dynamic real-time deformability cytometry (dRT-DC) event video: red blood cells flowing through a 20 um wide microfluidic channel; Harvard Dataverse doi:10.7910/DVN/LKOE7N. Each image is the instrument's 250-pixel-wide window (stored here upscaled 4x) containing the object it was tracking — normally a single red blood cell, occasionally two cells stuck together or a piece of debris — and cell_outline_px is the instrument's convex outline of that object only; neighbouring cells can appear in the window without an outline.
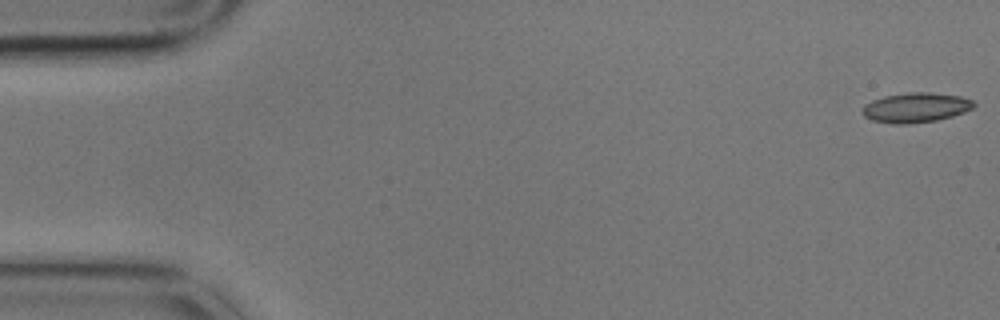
{"species": "common noctule bat (a hibernating species)", "species_latin": "Nyctalus noctula", "temperature_condition": "cold", "stored_images_in_passage": 11, "camera_frame_rate_fps": 3000, "um_per_image_px": 0.085, "animal": {"sex": "male", "body_mass_g": 17.9}, "frame": {"image": 1, "passage_image": 1, "time_ms": 0.0, "image_size_px": [1000, 320], "cell_outline_px": [[976, 104], [972, 108], [964, 112], [952, 116], [936, 120], [908, 124], [892, 124], [872, 120], [864, 116], [860, 112], [860, 108], [864, 104], [872, 100], [884, 96], [908, 92], [928, 92], [960, 96], [972, 100]], "centroid_in_image_um": [77.79, 9.14], "position_along_channel_um": 7.2, "area_um2": 19.48}}
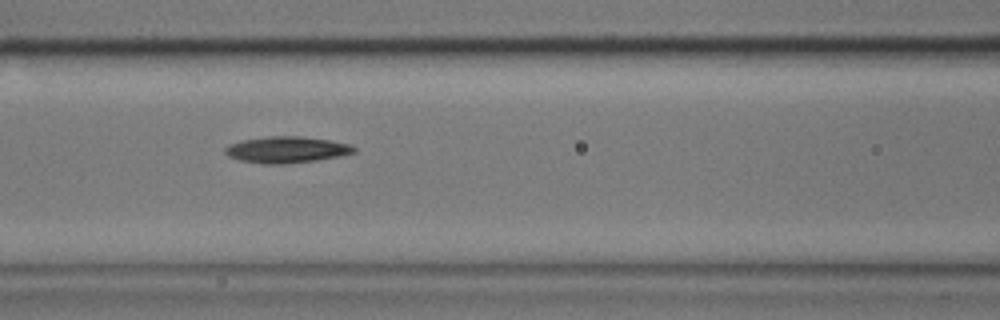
{"frame": {"image": 2, "passage_image": 7, "time_ms": 2.0, "image_size_px": [1000, 320], "cell_outline_px": [[356, 152], [340, 156], [316, 160], [284, 164], [264, 164], [240, 160], [228, 156], [224, 152], [224, 148], [228, 144], [240, 140], [268, 136], [300, 136], [328, 140], [348, 144], [356, 148]], "centroid_in_image_um": [24.31, 12.72], "position_along_channel_um": 142.3, "area_um2": 19.83}}
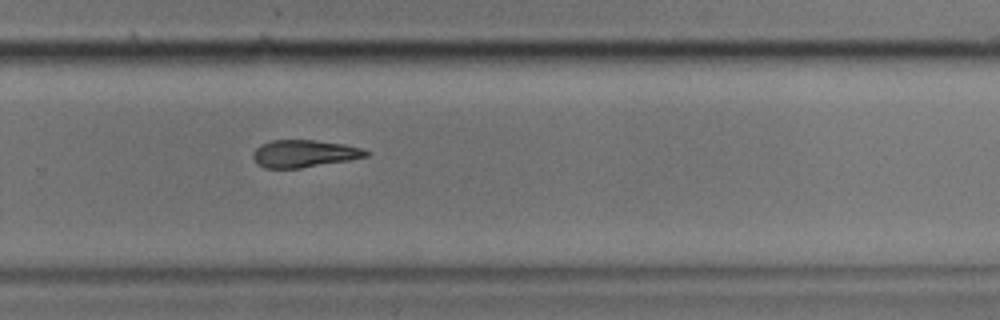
{"frame": {"image": 3, "passage_image": 11, "time_ms": 3.333, "image_size_px": [1000, 320], "cell_outline_px": [[368, 156], [348, 160], [300, 168], [264, 168], [256, 164], [252, 156], [256, 148], [260, 144], [272, 140], [312, 140], [344, 144], [360, 148], [368, 152]], "centroid_in_image_um": [25.79, 13.06], "position_along_channel_um": 304.0, "area_um2": 17.86}}